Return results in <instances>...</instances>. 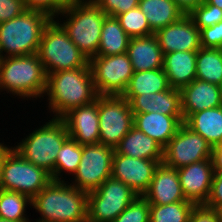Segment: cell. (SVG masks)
<instances>
[{
    "label": "cell",
    "instance_id": "1",
    "mask_svg": "<svg viewBox=\"0 0 222 222\" xmlns=\"http://www.w3.org/2000/svg\"><path fill=\"white\" fill-rule=\"evenodd\" d=\"M44 96L49 101L47 104L49 112L54 114L52 118H61L73 108L94 102L98 93L94 86L90 65L47 74Z\"/></svg>",
    "mask_w": 222,
    "mask_h": 222
},
{
    "label": "cell",
    "instance_id": "2",
    "mask_svg": "<svg viewBox=\"0 0 222 222\" xmlns=\"http://www.w3.org/2000/svg\"><path fill=\"white\" fill-rule=\"evenodd\" d=\"M88 192L67 181H51L31 199L39 212L36 222H87Z\"/></svg>",
    "mask_w": 222,
    "mask_h": 222
},
{
    "label": "cell",
    "instance_id": "3",
    "mask_svg": "<svg viewBox=\"0 0 222 222\" xmlns=\"http://www.w3.org/2000/svg\"><path fill=\"white\" fill-rule=\"evenodd\" d=\"M60 15V25L88 59L97 55L100 36L107 16L94 0H73ZM62 22V23H61Z\"/></svg>",
    "mask_w": 222,
    "mask_h": 222
},
{
    "label": "cell",
    "instance_id": "4",
    "mask_svg": "<svg viewBox=\"0 0 222 222\" xmlns=\"http://www.w3.org/2000/svg\"><path fill=\"white\" fill-rule=\"evenodd\" d=\"M47 73L37 53L0 58V91L26 99L44 98ZM26 97V98H25Z\"/></svg>",
    "mask_w": 222,
    "mask_h": 222
},
{
    "label": "cell",
    "instance_id": "5",
    "mask_svg": "<svg viewBox=\"0 0 222 222\" xmlns=\"http://www.w3.org/2000/svg\"><path fill=\"white\" fill-rule=\"evenodd\" d=\"M51 19L45 12L27 9L0 23V58L37 53L43 30Z\"/></svg>",
    "mask_w": 222,
    "mask_h": 222
},
{
    "label": "cell",
    "instance_id": "6",
    "mask_svg": "<svg viewBox=\"0 0 222 222\" xmlns=\"http://www.w3.org/2000/svg\"><path fill=\"white\" fill-rule=\"evenodd\" d=\"M37 55L47 74L86 67L89 64L87 56L70 40L55 18L43 30Z\"/></svg>",
    "mask_w": 222,
    "mask_h": 222
},
{
    "label": "cell",
    "instance_id": "7",
    "mask_svg": "<svg viewBox=\"0 0 222 222\" xmlns=\"http://www.w3.org/2000/svg\"><path fill=\"white\" fill-rule=\"evenodd\" d=\"M48 121L33 130L13 148L25 160L44 168L51 174L55 169L58 152L69 138V134L60 118H52Z\"/></svg>",
    "mask_w": 222,
    "mask_h": 222
},
{
    "label": "cell",
    "instance_id": "8",
    "mask_svg": "<svg viewBox=\"0 0 222 222\" xmlns=\"http://www.w3.org/2000/svg\"><path fill=\"white\" fill-rule=\"evenodd\" d=\"M52 181L50 173L25 160L13 146L6 151L0 167V189L36 196Z\"/></svg>",
    "mask_w": 222,
    "mask_h": 222
},
{
    "label": "cell",
    "instance_id": "9",
    "mask_svg": "<svg viewBox=\"0 0 222 222\" xmlns=\"http://www.w3.org/2000/svg\"><path fill=\"white\" fill-rule=\"evenodd\" d=\"M139 196L123 182L112 177L88 192L87 222H112Z\"/></svg>",
    "mask_w": 222,
    "mask_h": 222
},
{
    "label": "cell",
    "instance_id": "10",
    "mask_svg": "<svg viewBox=\"0 0 222 222\" xmlns=\"http://www.w3.org/2000/svg\"><path fill=\"white\" fill-rule=\"evenodd\" d=\"M99 143L115 147L133 127L134 114L122 95H98Z\"/></svg>",
    "mask_w": 222,
    "mask_h": 222
},
{
    "label": "cell",
    "instance_id": "11",
    "mask_svg": "<svg viewBox=\"0 0 222 222\" xmlns=\"http://www.w3.org/2000/svg\"><path fill=\"white\" fill-rule=\"evenodd\" d=\"M89 65L98 95H122L134 74L127 53L94 56L89 59Z\"/></svg>",
    "mask_w": 222,
    "mask_h": 222
},
{
    "label": "cell",
    "instance_id": "12",
    "mask_svg": "<svg viewBox=\"0 0 222 222\" xmlns=\"http://www.w3.org/2000/svg\"><path fill=\"white\" fill-rule=\"evenodd\" d=\"M115 149L104 144L82 145V156L72 186L85 192L96 190L111 177Z\"/></svg>",
    "mask_w": 222,
    "mask_h": 222
},
{
    "label": "cell",
    "instance_id": "13",
    "mask_svg": "<svg viewBox=\"0 0 222 222\" xmlns=\"http://www.w3.org/2000/svg\"><path fill=\"white\" fill-rule=\"evenodd\" d=\"M213 147L201 135L182 123L176 134L163 148V160L166 166L180 167L212 158Z\"/></svg>",
    "mask_w": 222,
    "mask_h": 222
},
{
    "label": "cell",
    "instance_id": "14",
    "mask_svg": "<svg viewBox=\"0 0 222 222\" xmlns=\"http://www.w3.org/2000/svg\"><path fill=\"white\" fill-rule=\"evenodd\" d=\"M160 163L162 162L128 157L115 151L111 177L129 186L139 196H143Z\"/></svg>",
    "mask_w": 222,
    "mask_h": 222
},
{
    "label": "cell",
    "instance_id": "15",
    "mask_svg": "<svg viewBox=\"0 0 222 222\" xmlns=\"http://www.w3.org/2000/svg\"><path fill=\"white\" fill-rule=\"evenodd\" d=\"M181 189L186 200L204 205L209 197L215 173L212 158L177 169Z\"/></svg>",
    "mask_w": 222,
    "mask_h": 222
},
{
    "label": "cell",
    "instance_id": "16",
    "mask_svg": "<svg viewBox=\"0 0 222 222\" xmlns=\"http://www.w3.org/2000/svg\"><path fill=\"white\" fill-rule=\"evenodd\" d=\"M60 119L64 122L69 137L78 144L99 143L98 96L94 102L73 108Z\"/></svg>",
    "mask_w": 222,
    "mask_h": 222
},
{
    "label": "cell",
    "instance_id": "17",
    "mask_svg": "<svg viewBox=\"0 0 222 222\" xmlns=\"http://www.w3.org/2000/svg\"><path fill=\"white\" fill-rule=\"evenodd\" d=\"M163 54L175 51H198L201 48L200 29L189 15L155 33Z\"/></svg>",
    "mask_w": 222,
    "mask_h": 222
},
{
    "label": "cell",
    "instance_id": "18",
    "mask_svg": "<svg viewBox=\"0 0 222 222\" xmlns=\"http://www.w3.org/2000/svg\"><path fill=\"white\" fill-rule=\"evenodd\" d=\"M143 197L149 204L166 205L186 200L180 184L178 171L160 163Z\"/></svg>",
    "mask_w": 222,
    "mask_h": 222
},
{
    "label": "cell",
    "instance_id": "19",
    "mask_svg": "<svg viewBox=\"0 0 222 222\" xmlns=\"http://www.w3.org/2000/svg\"><path fill=\"white\" fill-rule=\"evenodd\" d=\"M122 96L130 103L133 114L158 112L168 116H183L180 89L171 87L162 92Z\"/></svg>",
    "mask_w": 222,
    "mask_h": 222
},
{
    "label": "cell",
    "instance_id": "20",
    "mask_svg": "<svg viewBox=\"0 0 222 222\" xmlns=\"http://www.w3.org/2000/svg\"><path fill=\"white\" fill-rule=\"evenodd\" d=\"M180 90L184 120L192 113L222 106V87L219 85L194 79Z\"/></svg>",
    "mask_w": 222,
    "mask_h": 222
},
{
    "label": "cell",
    "instance_id": "21",
    "mask_svg": "<svg viewBox=\"0 0 222 222\" xmlns=\"http://www.w3.org/2000/svg\"><path fill=\"white\" fill-rule=\"evenodd\" d=\"M183 122V116H168L158 112H148L134 114L133 126L164 148Z\"/></svg>",
    "mask_w": 222,
    "mask_h": 222
},
{
    "label": "cell",
    "instance_id": "22",
    "mask_svg": "<svg viewBox=\"0 0 222 222\" xmlns=\"http://www.w3.org/2000/svg\"><path fill=\"white\" fill-rule=\"evenodd\" d=\"M127 54L134 72L163 67V53L155 34L130 38Z\"/></svg>",
    "mask_w": 222,
    "mask_h": 222
},
{
    "label": "cell",
    "instance_id": "23",
    "mask_svg": "<svg viewBox=\"0 0 222 222\" xmlns=\"http://www.w3.org/2000/svg\"><path fill=\"white\" fill-rule=\"evenodd\" d=\"M197 51H175L163 54V67L169 85L181 89L196 79Z\"/></svg>",
    "mask_w": 222,
    "mask_h": 222
},
{
    "label": "cell",
    "instance_id": "24",
    "mask_svg": "<svg viewBox=\"0 0 222 222\" xmlns=\"http://www.w3.org/2000/svg\"><path fill=\"white\" fill-rule=\"evenodd\" d=\"M115 151L132 158L156 160L157 162L163 160V147L134 126L115 147Z\"/></svg>",
    "mask_w": 222,
    "mask_h": 222
},
{
    "label": "cell",
    "instance_id": "25",
    "mask_svg": "<svg viewBox=\"0 0 222 222\" xmlns=\"http://www.w3.org/2000/svg\"><path fill=\"white\" fill-rule=\"evenodd\" d=\"M183 123L212 147L222 144V106L192 113Z\"/></svg>",
    "mask_w": 222,
    "mask_h": 222
},
{
    "label": "cell",
    "instance_id": "26",
    "mask_svg": "<svg viewBox=\"0 0 222 222\" xmlns=\"http://www.w3.org/2000/svg\"><path fill=\"white\" fill-rule=\"evenodd\" d=\"M138 7L147 18L154 34L185 15L173 0H139Z\"/></svg>",
    "mask_w": 222,
    "mask_h": 222
},
{
    "label": "cell",
    "instance_id": "27",
    "mask_svg": "<svg viewBox=\"0 0 222 222\" xmlns=\"http://www.w3.org/2000/svg\"><path fill=\"white\" fill-rule=\"evenodd\" d=\"M130 37L121 27L119 20L106 16L103 22L100 43L96 56H111L127 53Z\"/></svg>",
    "mask_w": 222,
    "mask_h": 222
},
{
    "label": "cell",
    "instance_id": "28",
    "mask_svg": "<svg viewBox=\"0 0 222 222\" xmlns=\"http://www.w3.org/2000/svg\"><path fill=\"white\" fill-rule=\"evenodd\" d=\"M167 76L162 68L134 72L122 95H141L169 90Z\"/></svg>",
    "mask_w": 222,
    "mask_h": 222
},
{
    "label": "cell",
    "instance_id": "29",
    "mask_svg": "<svg viewBox=\"0 0 222 222\" xmlns=\"http://www.w3.org/2000/svg\"><path fill=\"white\" fill-rule=\"evenodd\" d=\"M196 79L222 87V49L201 47L197 51Z\"/></svg>",
    "mask_w": 222,
    "mask_h": 222
},
{
    "label": "cell",
    "instance_id": "30",
    "mask_svg": "<svg viewBox=\"0 0 222 222\" xmlns=\"http://www.w3.org/2000/svg\"><path fill=\"white\" fill-rule=\"evenodd\" d=\"M31 206V198L25 194L0 189V218L15 222H31L26 207Z\"/></svg>",
    "mask_w": 222,
    "mask_h": 222
},
{
    "label": "cell",
    "instance_id": "31",
    "mask_svg": "<svg viewBox=\"0 0 222 222\" xmlns=\"http://www.w3.org/2000/svg\"><path fill=\"white\" fill-rule=\"evenodd\" d=\"M82 156V145L74 139L68 138L58 152L55 169L50 174L53 181H65L62 177L64 172L74 175L78 169ZM63 172V173H62ZM62 174V175H61ZM62 177V178H61Z\"/></svg>",
    "mask_w": 222,
    "mask_h": 222
},
{
    "label": "cell",
    "instance_id": "32",
    "mask_svg": "<svg viewBox=\"0 0 222 222\" xmlns=\"http://www.w3.org/2000/svg\"><path fill=\"white\" fill-rule=\"evenodd\" d=\"M195 206L196 204L191 201L166 205L150 204L149 222H189Z\"/></svg>",
    "mask_w": 222,
    "mask_h": 222
},
{
    "label": "cell",
    "instance_id": "33",
    "mask_svg": "<svg viewBox=\"0 0 222 222\" xmlns=\"http://www.w3.org/2000/svg\"><path fill=\"white\" fill-rule=\"evenodd\" d=\"M116 18L130 38L145 37L154 34L150 29L147 18L138 6L117 15Z\"/></svg>",
    "mask_w": 222,
    "mask_h": 222
},
{
    "label": "cell",
    "instance_id": "34",
    "mask_svg": "<svg viewBox=\"0 0 222 222\" xmlns=\"http://www.w3.org/2000/svg\"><path fill=\"white\" fill-rule=\"evenodd\" d=\"M188 15L200 30L222 21V10L209 4L206 0L195 7Z\"/></svg>",
    "mask_w": 222,
    "mask_h": 222
},
{
    "label": "cell",
    "instance_id": "35",
    "mask_svg": "<svg viewBox=\"0 0 222 222\" xmlns=\"http://www.w3.org/2000/svg\"><path fill=\"white\" fill-rule=\"evenodd\" d=\"M150 204L143 196H137L112 222H149Z\"/></svg>",
    "mask_w": 222,
    "mask_h": 222
},
{
    "label": "cell",
    "instance_id": "36",
    "mask_svg": "<svg viewBox=\"0 0 222 222\" xmlns=\"http://www.w3.org/2000/svg\"><path fill=\"white\" fill-rule=\"evenodd\" d=\"M29 10H38L45 12L51 18H55L59 12H62L73 0H23Z\"/></svg>",
    "mask_w": 222,
    "mask_h": 222
},
{
    "label": "cell",
    "instance_id": "37",
    "mask_svg": "<svg viewBox=\"0 0 222 222\" xmlns=\"http://www.w3.org/2000/svg\"><path fill=\"white\" fill-rule=\"evenodd\" d=\"M104 13L116 17L138 6L139 0H94Z\"/></svg>",
    "mask_w": 222,
    "mask_h": 222
},
{
    "label": "cell",
    "instance_id": "38",
    "mask_svg": "<svg viewBox=\"0 0 222 222\" xmlns=\"http://www.w3.org/2000/svg\"><path fill=\"white\" fill-rule=\"evenodd\" d=\"M201 47L222 49V21L200 30Z\"/></svg>",
    "mask_w": 222,
    "mask_h": 222
},
{
    "label": "cell",
    "instance_id": "39",
    "mask_svg": "<svg viewBox=\"0 0 222 222\" xmlns=\"http://www.w3.org/2000/svg\"><path fill=\"white\" fill-rule=\"evenodd\" d=\"M26 10L23 0H0V23L20 16Z\"/></svg>",
    "mask_w": 222,
    "mask_h": 222
},
{
    "label": "cell",
    "instance_id": "40",
    "mask_svg": "<svg viewBox=\"0 0 222 222\" xmlns=\"http://www.w3.org/2000/svg\"><path fill=\"white\" fill-rule=\"evenodd\" d=\"M204 206L215 210L222 207V172L215 171L210 194Z\"/></svg>",
    "mask_w": 222,
    "mask_h": 222
},
{
    "label": "cell",
    "instance_id": "41",
    "mask_svg": "<svg viewBox=\"0 0 222 222\" xmlns=\"http://www.w3.org/2000/svg\"><path fill=\"white\" fill-rule=\"evenodd\" d=\"M189 222H221L217 210L204 205H196L191 212Z\"/></svg>",
    "mask_w": 222,
    "mask_h": 222
},
{
    "label": "cell",
    "instance_id": "42",
    "mask_svg": "<svg viewBox=\"0 0 222 222\" xmlns=\"http://www.w3.org/2000/svg\"><path fill=\"white\" fill-rule=\"evenodd\" d=\"M178 7L188 15L195 7L203 3L205 0H173Z\"/></svg>",
    "mask_w": 222,
    "mask_h": 222
},
{
    "label": "cell",
    "instance_id": "43",
    "mask_svg": "<svg viewBox=\"0 0 222 222\" xmlns=\"http://www.w3.org/2000/svg\"><path fill=\"white\" fill-rule=\"evenodd\" d=\"M212 162L214 170L222 172V144L213 147Z\"/></svg>",
    "mask_w": 222,
    "mask_h": 222
},
{
    "label": "cell",
    "instance_id": "44",
    "mask_svg": "<svg viewBox=\"0 0 222 222\" xmlns=\"http://www.w3.org/2000/svg\"><path fill=\"white\" fill-rule=\"evenodd\" d=\"M9 145L7 146L4 143L0 142V167H1V161L3 159V156L5 155L6 151L9 149Z\"/></svg>",
    "mask_w": 222,
    "mask_h": 222
},
{
    "label": "cell",
    "instance_id": "45",
    "mask_svg": "<svg viewBox=\"0 0 222 222\" xmlns=\"http://www.w3.org/2000/svg\"><path fill=\"white\" fill-rule=\"evenodd\" d=\"M209 4L219 7L222 10V0H206Z\"/></svg>",
    "mask_w": 222,
    "mask_h": 222
},
{
    "label": "cell",
    "instance_id": "46",
    "mask_svg": "<svg viewBox=\"0 0 222 222\" xmlns=\"http://www.w3.org/2000/svg\"><path fill=\"white\" fill-rule=\"evenodd\" d=\"M217 212H218V214H219L220 221L222 222V207L218 208V209H217Z\"/></svg>",
    "mask_w": 222,
    "mask_h": 222
},
{
    "label": "cell",
    "instance_id": "47",
    "mask_svg": "<svg viewBox=\"0 0 222 222\" xmlns=\"http://www.w3.org/2000/svg\"><path fill=\"white\" fill-rule=\"evenodd\" d=\"M0 222H15V221H8V220L1 219V218H0Z\"/></svg>",
    "mask_w": 222,
    "mask_h": 222
}]
</instances>
